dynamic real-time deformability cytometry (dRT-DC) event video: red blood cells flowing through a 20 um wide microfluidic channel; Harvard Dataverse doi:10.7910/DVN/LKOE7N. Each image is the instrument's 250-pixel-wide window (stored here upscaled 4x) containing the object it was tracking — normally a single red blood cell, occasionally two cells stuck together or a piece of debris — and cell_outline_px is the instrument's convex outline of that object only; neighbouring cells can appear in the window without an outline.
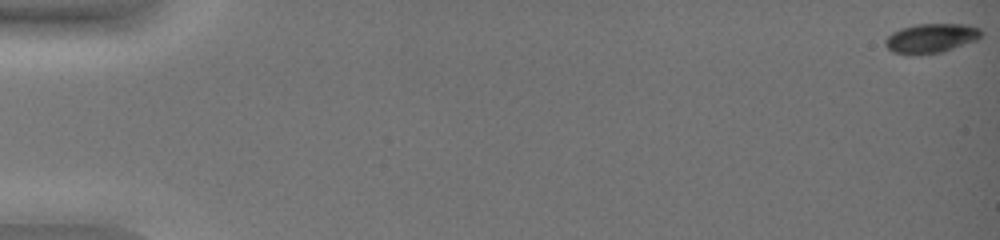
{"species": "common noctule bat (a hibernating species)", "species_latin": "Nyctalus noctula", "temperature_condition": "warm", "stored_images_in_passage": 54, "camera_frame_rate_fps": 3000, "um_per_image_px": 0.085, "animal": {"sex": "female", "body_mass_g": 19.0, "forearm_length_mm": 51.5}, "frame": {"image": 1, "passage_image": 1, "time_ms": 0.0, "image_size_px": [1000, 240], "cell_outline_px": [[984, 32], [976, 40], [940, 52], [892, 52], [884, 44], [884, 40], [892, 32], [900, 28], [916, 24], [964, 24], [980, 28]], "centroid_in_image_um": [79.15, 3.19], "position_along_channel_um": 5.8, "area_um2": 15.84}}
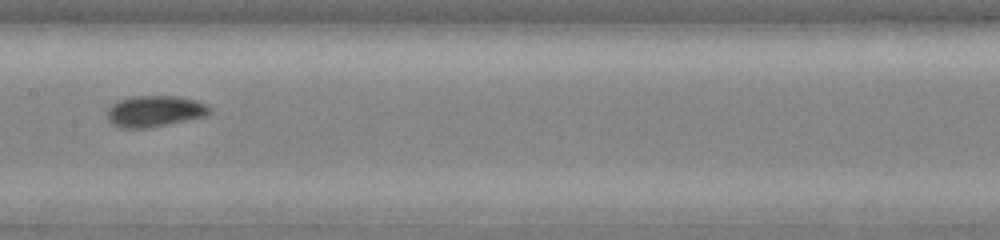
{"frame": {"image": 2, "passage_image": 31, "time_ms": 10.0, "image_size_px": [1000, 240], "cell_outline_px": [[212, 112], [204, 116], [168, 124], [148, 128], [120, 128], [112, 124], [108, 120], [108, 108], [116, 100], [132, 96], [176, 96], [196, 100], [212, 108]], "centroid_in_image_um": [13.12, 9.45], "position_along_channel_um": 194.3, "area_um2": 18.67}}
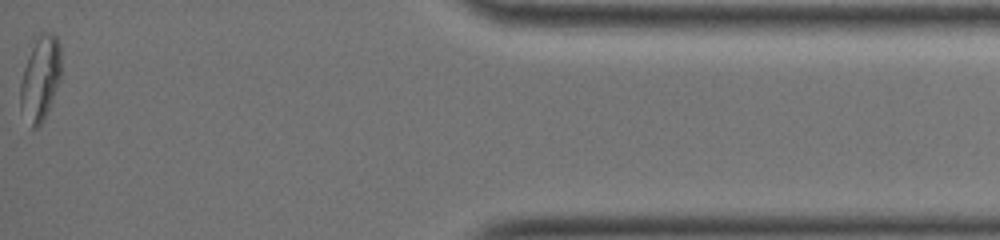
{"frame": {"image": 3, "passage_image": 54, "time_ms": 17.667, "image_size_px": [1000, 240], "cell_outline_px": [[60, 80], [44, 120], [36, 128], [32, 128], [20, 108], [20, 84], [24, 68], [28, 56], [40, 32], [52, 32], [56, 36], [60, 44]], "centroid_in_image_um": [3.43, 6.66], "position_along_channel_um": 431.8, "area_um2": 19.94}, "authors_computed_cell_mechanics": {"area_um2": 17.2822, "velocity_mm_per_s": 3.7717, "shape_relaxation_time_tau1_ms": 2.7038, "shape_relaxation_time_tau2_ms": null, "deformation_change_tau1": 0.0915, "deformation_change_tau2": null}}